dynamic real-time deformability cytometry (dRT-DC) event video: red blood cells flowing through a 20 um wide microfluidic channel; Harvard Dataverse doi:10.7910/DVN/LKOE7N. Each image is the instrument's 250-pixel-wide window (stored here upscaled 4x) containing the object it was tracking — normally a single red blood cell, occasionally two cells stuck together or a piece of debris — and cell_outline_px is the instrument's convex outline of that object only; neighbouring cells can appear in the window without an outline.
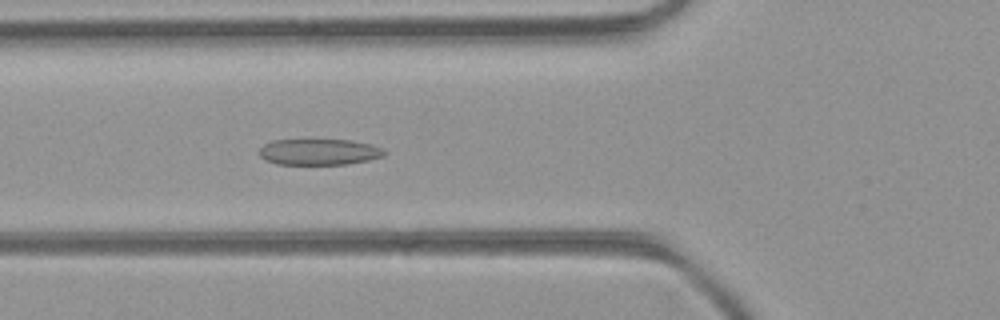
{"species": "common noctule bat (a hibernating species)", "species_latin": "Nyctalus noctula", "temperature_condition": "room temperature", "stored_images_in_passage": 49, "camera_frame_rate_fps": 3000, "um_per_image_px": 0.085, "animal": {"sex": "female", "body_mass_g": 21.9}, "frame": {"image": 1, "passage_image": 18, "time_ms": 5.667, "image_size_px": [1000, 320], "cell_outline_px": [[388, 152], [384, 156], [368, 160], [348, 164], [276, 164], [264, 160], [256, 152], [264, 144], [272, 140], [352, 140], [372, 144], [384, 148]], "centroid_in_image_um": [27.13, 12.91], "position_along_channel_um": 98.7, "area_um2": 19.31}}
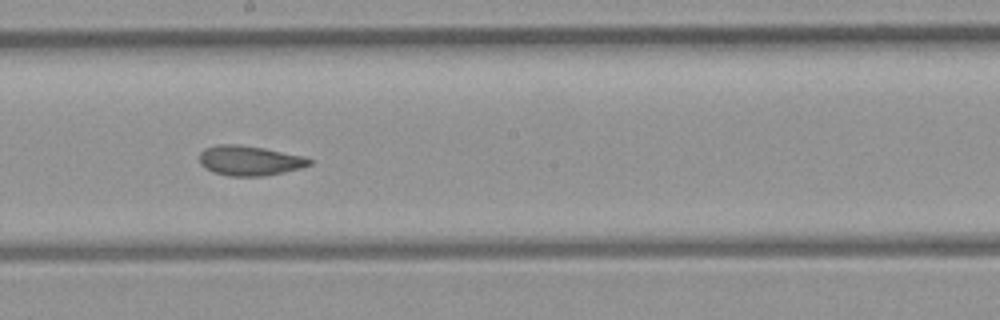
{"frame": {"image": 2, "passage_image": 27, "time_ms": 8.667, "image_size_px": [1000, 320], "cell_outline_px": [[312, 164], [300, 168], [284, 172], [264, 176], [228, 176], [212, 172], [204, 168], [200, 164], [200, 152], [204, 148], [216, 144], [236, 144], [264, 148], [304, 156], [312, 160]], "centroid_in_image_um": [21.19, 13.65], "position_along_channel_um": 227.0, "area_um2": 19.31}}
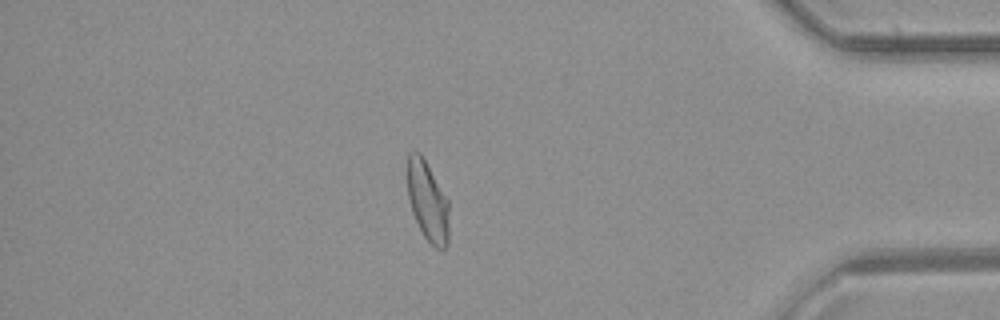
{"frame": {"image": 3, "passage_image": 42, "time_ms": 13.667, "image_size_px": [1000, 320], "cell_outline_px": [[448, 244], [444, 248], [436, 248], [424, 236], [412, 212], [408, 196], [408, 152], [420, 152], [448, 200]], "centroid_in_image_um": [36.35, 17.11], "position_along_channel_um": 398.9, "area_um2": 18.96}, "authors_computed_cell_mechanics": {"area_um2": 20.519, "velocity_mm_per_s": 4.2497, "shape_relaxation_time_tau1_ms": 6.8843, "shape_relaxation_time_tau2_ms": 1.5842, "deformation_change_tau1": 0.1604, "deformation_change_tau2": 0.0612}}